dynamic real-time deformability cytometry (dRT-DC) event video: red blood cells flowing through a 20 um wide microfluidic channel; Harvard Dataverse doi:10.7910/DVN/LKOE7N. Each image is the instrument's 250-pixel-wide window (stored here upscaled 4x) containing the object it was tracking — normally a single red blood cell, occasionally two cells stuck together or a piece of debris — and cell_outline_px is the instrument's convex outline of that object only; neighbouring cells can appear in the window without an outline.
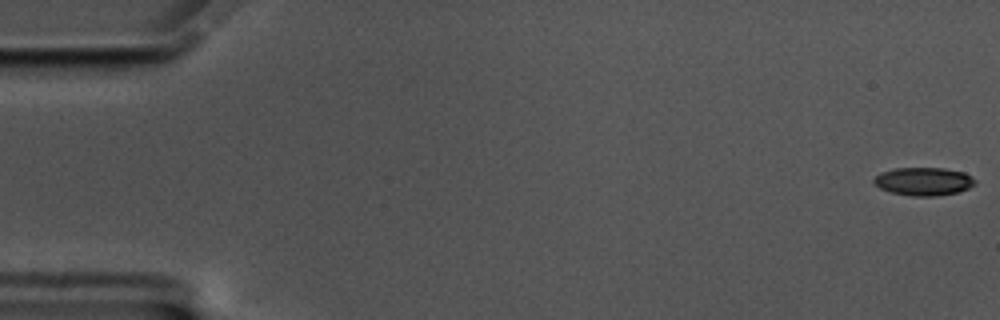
{"species": "common noctule bat (a hibernating species)", "species_latin": "Nyctalus noctula", "temperature_condition": "cold", "stored_images_in_passage": 61, "camera_frame_rate_fps": 3000, "um_per_image_px": 0.085, "animal": {"sex": "male", "body_mass_g": 17.5, "forearm_length_mm": 52.3}, "frame": {"image": 1, "passage_image": 1, "time_ms": 0.0, "image_size_px": [1000, 320], "cell_outline_px": [[976, 184], [968, 188], [956, 192], [936, 196], [912, 196], [892, 192], [880, 188], [872, 180], [880, 172], [896, 168], [944, 168], [964, 172], [972, 176], [976, 180]], "centroid_in_image_um": [78.53, 15.41], "position_along_channel_um": 6.5, "area_um2": 16.53}}
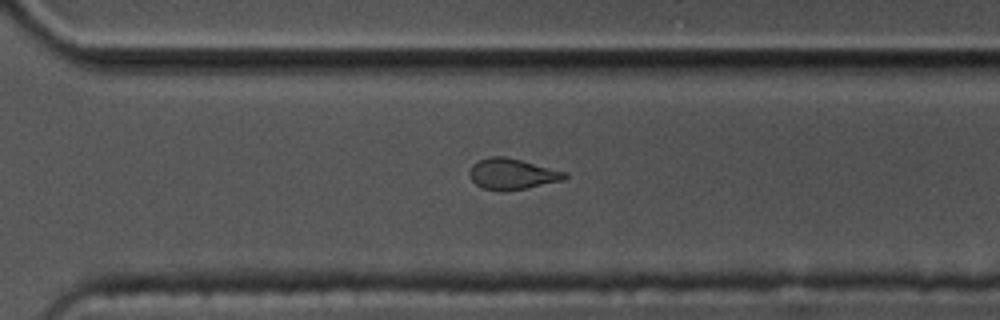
{"frame": {"image": 2, "passage_image": 43, "time_ms": 14.0, "image_size_px": [1000, 320], "cell_outline_px": [[568, 176], [564, 180], [528, 188], [500, 192], [484, 188], [476, 184], [472, 180], [468, 172], [472, 164], [476, 160], [488, 156], [504, 156], [568, 172]], "centroid_in_image_um": [43.52, 14.79], "position_along_channel_um": 327.1, "area_um2": 17.4}}
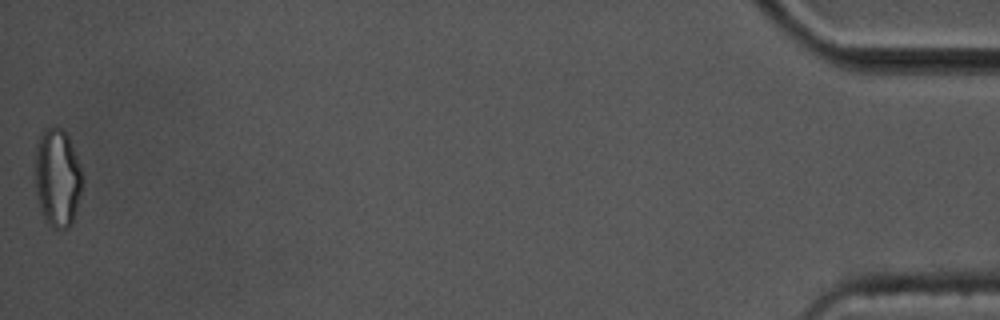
{"frame": {"image": 3, "passage_image": 61, "time_ms": 20.0, "image_size_px": [1000, 320], "cell_outline_px": [[84, 180], [72, 224], [68, 228], [52, 228], [44, 220], [36, 196], [36, 144], [44, 128], [60, 128], [68, 136], [80, 164], [84, 176]], "centroid_in_image_um": [4.9, 15.14], "position_along_channel_um": 430.3, "area_um2": 27.17}, "authors_computed_cell_mechanics": {"area_um2": 17.629, "velocity_mm_per_s": 3.3306, "shape_relaxation_time_tau1_ms": 4.9912, "shape_relaxation_time_tau2_ms": 3.1124, "deformation_change_tau1": 0.152, "deformation_change_tau2": 0.0996}}